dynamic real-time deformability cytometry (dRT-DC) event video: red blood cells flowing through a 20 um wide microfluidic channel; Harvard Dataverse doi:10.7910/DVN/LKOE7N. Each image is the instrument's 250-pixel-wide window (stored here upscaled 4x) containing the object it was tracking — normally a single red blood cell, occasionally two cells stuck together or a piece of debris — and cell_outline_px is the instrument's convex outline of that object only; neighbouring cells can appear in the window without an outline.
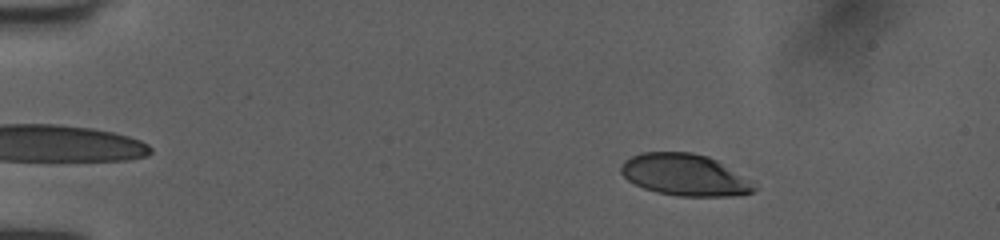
{"species": "human", "species_latin": "Homo sapiens", "temperature_condition": "room temperature", "stored_images_in_passage": 47, "camera_frame_rate_fps": 3000, "um_per_image_px": 0.085, "donor": {"sex": "female"}, "frame": {"image": 1, "passage_image": 4, "time_ms": 1.0, "image_size_px": [1000, 240], "cell_outline_px": [[756, 188], [752, 192], [732, 196], [680, 196], [656, 192], [644, 188], [628, 180], [620, 172], [620, 168], [624, 160], [640, 152], [692, 152], [708, 156], [756, 180]], "centroid_in_image_um": [58.27, 14.86], "position_along_channel_um": 26.7, "area_um2": 32.77}}
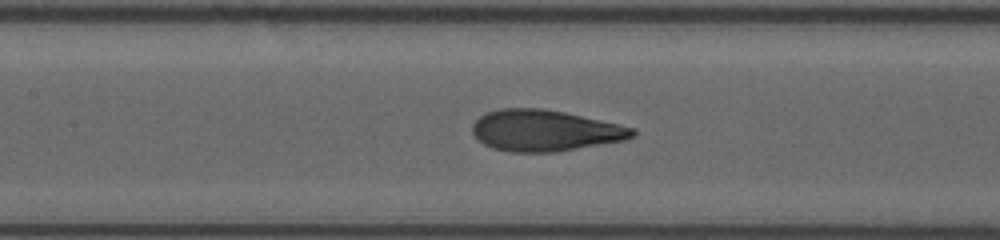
{"frame": {"image": 2, "passage_image": 21, "time_ms": 6.667, "image_size_px": [1000, 240], "cell_outline_px": [[636, 136], [624, 140], [556, 152], [508, 152], [492, 148], [484, 144], [472, 132], [472, 124], [480, 116], [488, 112], [500, 108], [540, 108], [564, 112], [636, 128]], "centroid_in_image_um": [46.31, 11.1], "position_along_channel_um": 161.1, "area_um2": 38.38}}
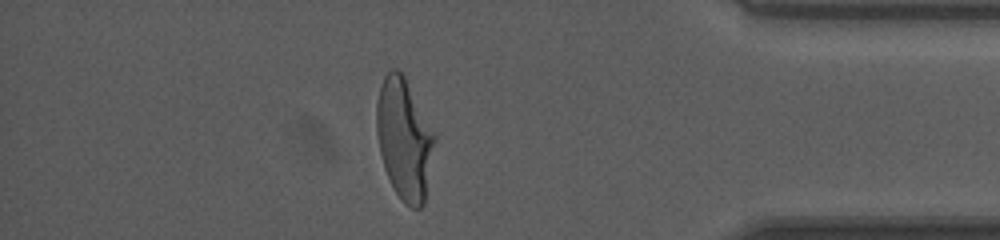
{"frame": {"image": 3, "passage_image": 41, "time_ms": 13.333, "image_size_px": [1000, 240], "cell_outline_px": [[436, 140], [424, 204], [420, 208], [412, 208], [400, 200], [384, 168], [380, 152], [376, 132], [376, 104], [380, 88], [384, 76], [392, 68], [396, 68], [404, 76], [436, 132]], "centroid_in_image_um": [34.38, 11.81], "position_along_channel_um": 400.8, "area_um2": 41.1}, "authors_computed_cell_mechanics": {"area_um2": 37.9168, "velocity_mm_per_s": 4.0249, "shape_relaxation_time_tau1_ms": 3.805, "shape_relaxation_time_tau2_ms": 0.775, "deformation_change_tau1": 0.1959, "deformation_change_tau2": 0.0805}}